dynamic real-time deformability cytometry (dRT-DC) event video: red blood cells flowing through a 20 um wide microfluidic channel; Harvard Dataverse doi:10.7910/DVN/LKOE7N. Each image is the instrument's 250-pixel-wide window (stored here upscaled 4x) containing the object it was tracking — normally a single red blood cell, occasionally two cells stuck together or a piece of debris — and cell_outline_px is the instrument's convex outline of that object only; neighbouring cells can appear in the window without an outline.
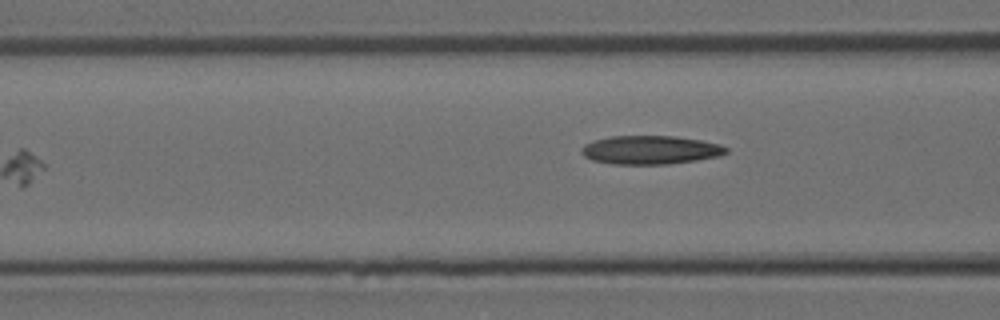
{"species": "Egyptian fruit bat (a non-hibernating species)", "species_latin": "Rousettus aegyptiacus", "temperature_condition": "room temperature", "stored_images_in_passage": 7, "camera_frame_rate_fps": 3000, "um_per_image_px": 0.085, "animal": {"sex": "female"}, "frame": {"image": 1, "passage_image": 7, "time_ms": 2.0, "image_size_px": [1000, 320], "cell_outline_px": [[728, 152], [720, 156], [696, 160], [668, 164], [612, 164], [592, 160], [584, 156], [580, 152], [580, 148], [584, 144], [596, 140], [612, 136], [676, 136], [700, 140], [720, 144], [728, 148]], "centroid_in_image_um": [55.28, 12.74], "position_along_channel_um": 111.3, "area_um2": 24.16}}